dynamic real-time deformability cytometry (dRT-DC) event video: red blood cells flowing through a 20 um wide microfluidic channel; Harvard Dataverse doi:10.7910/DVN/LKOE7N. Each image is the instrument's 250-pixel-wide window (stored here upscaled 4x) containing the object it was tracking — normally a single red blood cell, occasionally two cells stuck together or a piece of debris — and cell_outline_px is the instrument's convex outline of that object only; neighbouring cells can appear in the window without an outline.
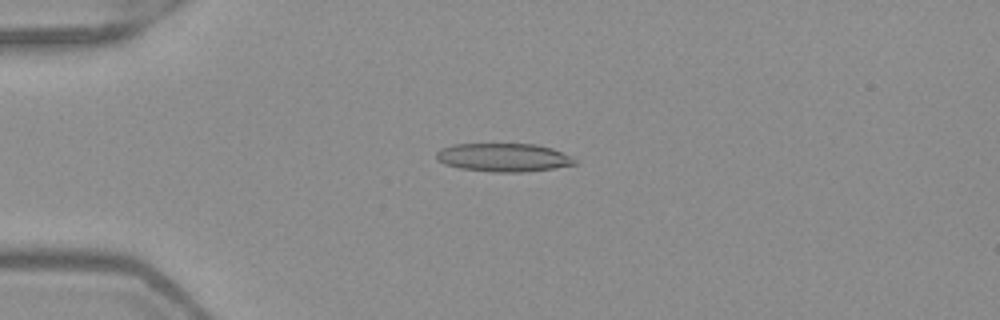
{"species": "Egyptian fruit bat (a non-hibernating species)", "species_latin": "Rousettus aegyptiacus", "temperature_condition": "warm", "stored_images_in_passage": 52, "camera_frame_rate_fps": 3000, "um_per_image_px": 0.085, "frame": {"image": 1, "passage_image": 14, "time_ms": 4.333, "image_size_px": [1000, 320], "cell_outline_px": [[576, 164], [552, 168], [524, 172], [496, 172], [460, 168], [444, 164], [436, 160], [436, 152], [440, 148], [452, 144], [536, 144], [552, 148], [572, 156], [576, 160]], "centroid_in_image_um": [42.77, 13.38], "position_along_channel_um": 42.2, "area_um2": 22.95}}
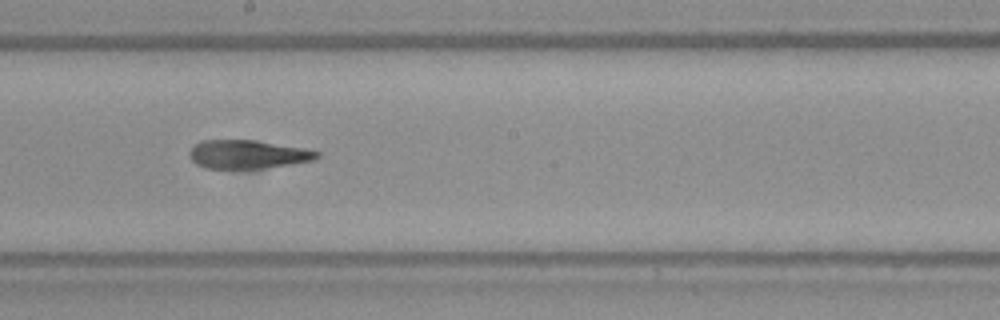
{"frame": {"image": 2, "passage_image": 30, "time_ms": 9.667, "image_size_px": [1000, 320], "cell_outline_px": [[320, 156], [316, 160], [260, 168], [204, 168], [196, 164], [188, 156], [188, 152], [200, 140], [256, 140], [304, 148], [320, 152]], "centroid_in_image_um": [21.04, 13.11], "position_along_channel_um": 227.2, "area_um2": 21.15}}
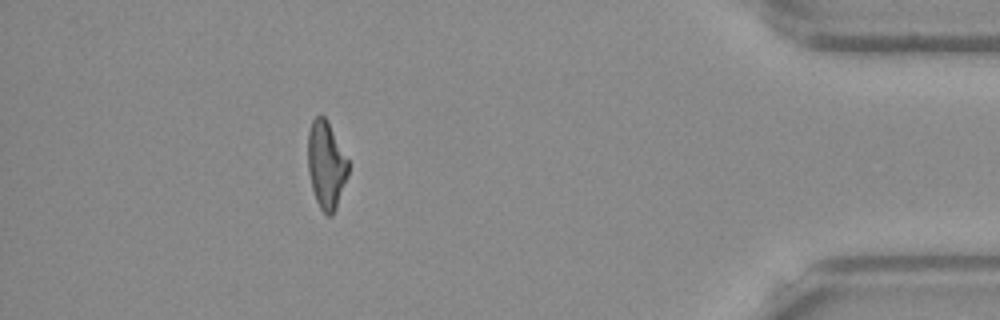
{"frame": {"image": 3, "passage_image": 47, "time_ms": 15.333, "image_size_px": [1000, 320], "cell_outline_px": [[348, 176], [336, 208], [332, 216], [328, 216], [320, 208], [316, 200], [312, 188], [308, 172], [308, 132], [312, 120], [320, 112], [328, 120], [348, 160]], "centroid_in_image_um": [27.72, 13.99], "position_along_channel_um": 407.5, "area_um2": 20.69}, "authors_computed_cell_mechanics": {"area_um2": 22.1663, "velocity_mm_per_s": 4.0126, "shape_relaxation_time_tau1_ms": null, "shape_relaxation_time_tau2_ms": 4.045, "deformation_change_tau1": null, "deformation_change_tau2": 0.1762}}